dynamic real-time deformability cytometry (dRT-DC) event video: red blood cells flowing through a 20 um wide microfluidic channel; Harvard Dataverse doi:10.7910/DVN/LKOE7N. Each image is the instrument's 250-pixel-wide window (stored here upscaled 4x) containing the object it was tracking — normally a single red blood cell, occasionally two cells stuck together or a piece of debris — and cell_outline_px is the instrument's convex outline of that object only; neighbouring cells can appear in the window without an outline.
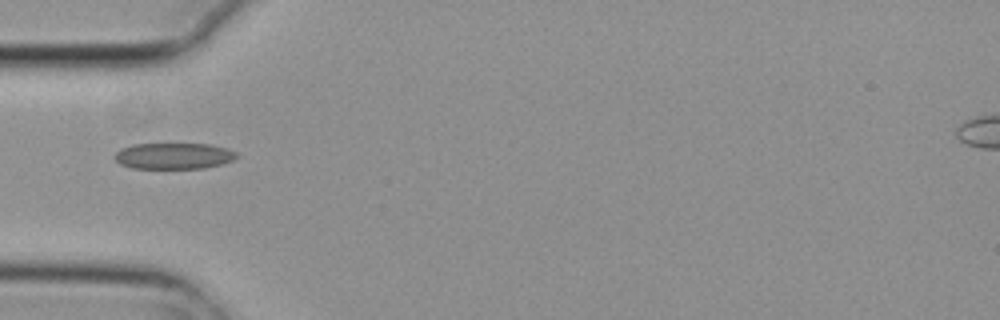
{"species": "common noctule bat (a hibernating species)", "species_latin": "Nyctalus noctula", "temperature_condition": "cold", "stored_images_in_passage": 1, "camera_frame_rate_fps": 3000, "um_per_image_px": 0.085, "animal": {"sex": "female", "body_mass_g": 29.2, "forearm_length_mm": 56.3}, "frame": {"image": 1, "passage_image": 1, "time_ms": 0.0, "image_size_px": [1000, 320], "cell_outline_px": [[240, 156], [232, 160], [220, 164], [204, 168], [132, 168], [120, 164], [112, 156], [120, 148], [132, 144], [208, 144], [228, 148], [236, 152]], "centroid_in_image_um": [14.75, 13.25], "position_along_channel_um": 70.3, "area_um2": 18.67}}